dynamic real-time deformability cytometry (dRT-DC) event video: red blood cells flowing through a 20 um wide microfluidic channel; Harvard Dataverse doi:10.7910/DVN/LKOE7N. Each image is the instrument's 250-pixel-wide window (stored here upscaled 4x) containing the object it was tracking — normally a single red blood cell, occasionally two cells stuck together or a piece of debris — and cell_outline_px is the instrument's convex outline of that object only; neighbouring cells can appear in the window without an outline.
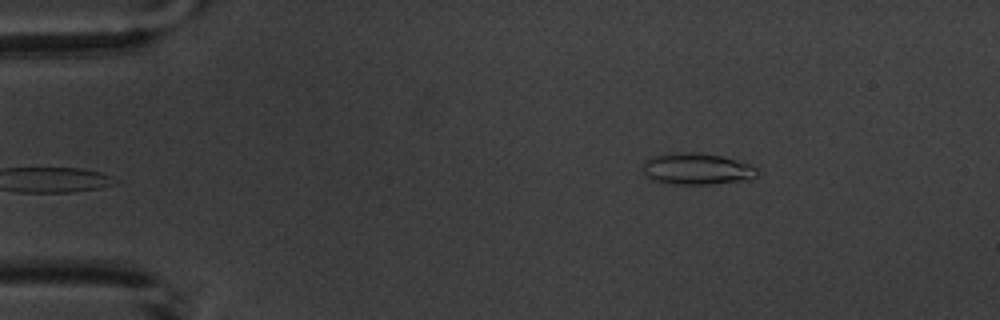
{"species": "common noctule bat (a hibernating species)", "species_latin": "Nyctalus noctula", "temperature_condition": "warm", "stored_images_in_passage": 6, "camera_frame_rate_fps": 3000, "um_per_image_px": 0.085, "animal": {"sex": "male", "body_mass_g": 20.1, "forearm_length_mm": 53.5}, "frame": {"image": 1, "passage_image": 6, "time_ms": 6.0, "image_size_px": [1000, 320], "cell_outline_px": [[760, 172], [752, 180], [712, 184], [672, 184], [656, 180], [648, 176], [644, 172], [644, 160], [652, 156], [676, 152], [692, 152], [720, 156], [736, 160], [760, 168]], "centroid_in_image_um": [59.3, 14.36], "position_along_channel_um": 25.7, "area_um2": 21.04}}